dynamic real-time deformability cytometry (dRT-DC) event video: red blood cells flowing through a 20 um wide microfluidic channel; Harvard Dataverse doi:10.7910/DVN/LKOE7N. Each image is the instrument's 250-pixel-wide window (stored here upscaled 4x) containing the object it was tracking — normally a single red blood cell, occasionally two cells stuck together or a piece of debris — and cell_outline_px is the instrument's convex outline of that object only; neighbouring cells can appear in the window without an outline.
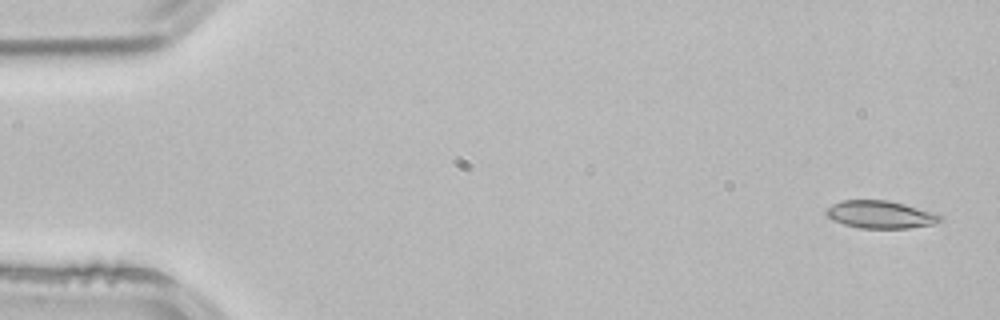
{"species": "common noctule bat (a hibernating species)", "species_latin": "Nyctalus noctula", "temperature_condition": "room temperature", "stored_images_in_passage": 4, "camera_frame_rate_fps": 3000, "um_per_image_px": 0.085, "animal": {"sex": "male", "body_mass_g": 21.5, "forearm_length_mm": 52.0}, "frame": {"image": 1, "passage_image": 1, "time_ms": 0.0, "image_size_px": [1000, 320], "cell_outline_px": [[944, 220], [936, 224], [908, 228], [860, 228], [844, 224], [832, 220], [824, 212], [832, 204], [840, 200], [888, 200], [940, 212], [944, 216]], "centroid_in_image_um": [74.94, 18.23], "position_along_channel_um": 10.1, "area_um2": 18.84}}
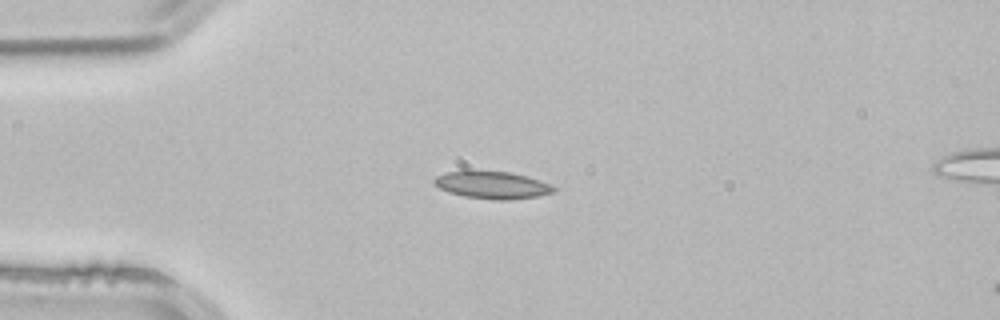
{"frame": {"image": 2, "passage_image": 3, "time_ms": 0.667, "image_size_px": [1000, 320], "cell_outline_px": [[556, 188], [552, 192], [536, 196], [504, 200], [492, 200], [464, 196], [448, 192], [440, 188], [432, 180], [436, 176], [444, 172], [512, 172], [548, 184]], "centroid_in_image_um": [41.78, 15.74], "position_along_channel_um": 43.2, "area_um2": 18.38}}